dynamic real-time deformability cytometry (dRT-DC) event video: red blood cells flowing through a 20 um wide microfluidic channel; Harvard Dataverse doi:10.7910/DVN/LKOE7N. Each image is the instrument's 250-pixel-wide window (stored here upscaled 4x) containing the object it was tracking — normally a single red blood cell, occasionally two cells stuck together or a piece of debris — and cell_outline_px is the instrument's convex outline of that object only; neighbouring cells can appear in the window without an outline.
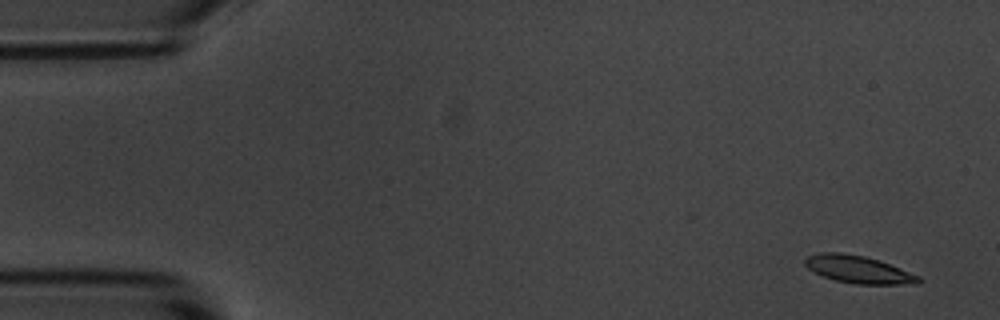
{"species": "common noctule bat (a hibernating species)", "species_latin": "Nyctalus noctula", "temperature_condition": "room temperature", "stored_images_in_passage": 10, "camera_frame_rate_fps": 3000, "um_per_image_px": 0.085, "animal": {"sex": "male", "body_mass_g": 20.1, "forearm_length_mm": 53.5}, "frame": {"image": 1, "passage_image": 1, "time_ms": 0.0, "image_size_px": [1000, 320], "cell_outline_px": [[924, 280], [920, 284], [856, 284], [836, 280], [812, 272], [804, 264], [804, 260], [808, 256], [820, 252], [840, 252], [864, 256], [880, 260], [920, 276]], "centroid_in_image_um": [72.99, 22.9], "position_along_channel_um": 12.0, "area_um2": 18.32}}
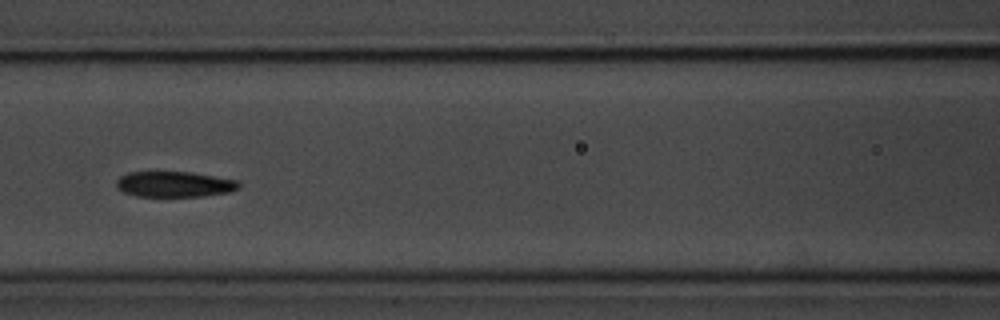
{"frame": {"image": 2, "passage_image": 7, "time_ms": 7.0, "image_size_px": [1000, 320], "cell_outline_px": [[240, 188], [228, 192], [204, 196], [136, 196], [124, 192], [116, 188], [116, 180], [120, 176], [128, 172], [192, 172], [236, 180], [240, 184]], "centroid_in_image_um": [14.8, 15.66], "position_along_channel_um": 151.8, "area_um2": 18.26}}
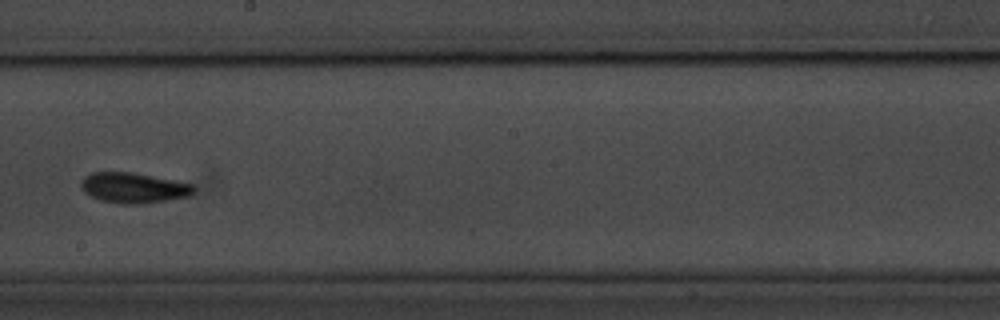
{"frame": {"image": 3, "passage_image": 9, "time_ms": 9.333, "image_size_px": [1000, 320], "cell_outline_px": [[196, 192], [192, 196], [144, 204], [120, 204], [100, 200], [84, 192], [80, 188], [80, 180], [84, 176], [92, 172], [128, 172], [172, 180], [192, 184], [196, 188]], "centroid_in_image_um": [11.35, 15.98], "position_along_channel_um": 236.8, "area_um2": 20.11}}